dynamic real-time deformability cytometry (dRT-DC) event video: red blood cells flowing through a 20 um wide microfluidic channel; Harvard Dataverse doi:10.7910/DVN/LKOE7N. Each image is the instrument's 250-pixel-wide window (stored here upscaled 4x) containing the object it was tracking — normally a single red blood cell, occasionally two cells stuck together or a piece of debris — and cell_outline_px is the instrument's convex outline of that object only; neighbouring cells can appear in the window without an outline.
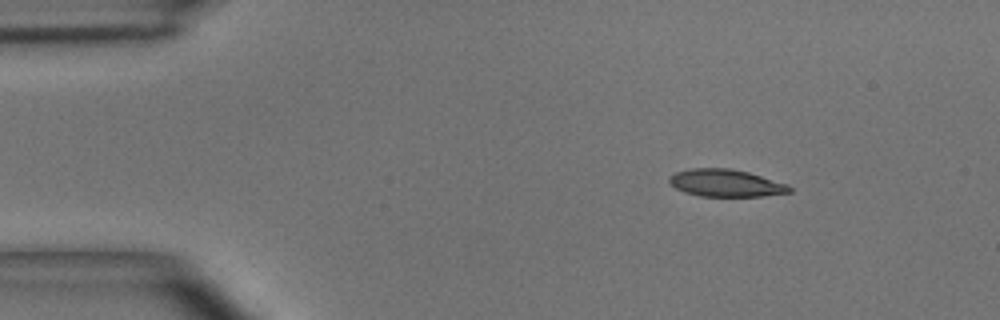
{"species": "common noctule bat (a hibernating species)", "species_latin": "Nyctalus noctula", "temperature_condition": "room temperature", "stored_images_in_passage": 44, "camera_frame_rate_fps": 3000, "um_per_image_px": 0.085, "animal": {"sex": "male", "body_mass_g": 15.6}, "frame": {"image": 1, "passage_image": 1, "time_ms": 0.0, "image_size_px": [1000, 320], "cell_outline_px": [[792, 192], [764, 196], [700, 196], [684, 192], [668, 184], [668, 176], [676, 172], [688, 168], [732, 168], [748, 172], [788, 184], [792, 188]], "centroid_in_image_um": [61.67, 15.55], "position_along_channel_um": 23.3, "area_um2": 19.36}}
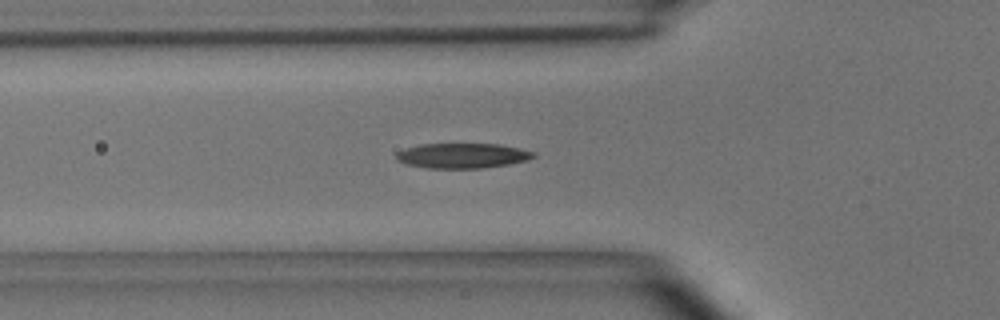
{"frame": {"image": 2, "passage_image": 11, "time_ms": 3.333, "image_size_px": [1000, 320], "cell_outline_px": [[536, 156], [528, 160], [508, 164], [480, 168], [428, 168], [404, 164], [396, 160], [396, 152], [404, 148], [420, 144], [500, 144], [520, 148], [536, 152]], "centroid_in_image_um": [39.29, 13.23], "position_along_channel_um": 86.5, "area_um2": 20.17}}
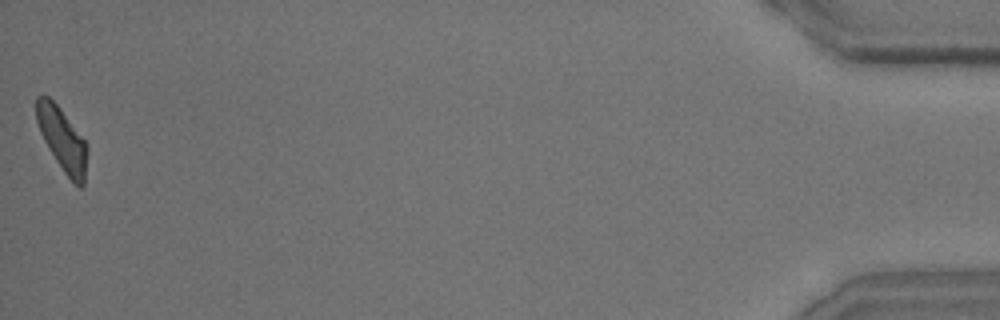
{"frame": {"image": 3, "passage_image": 44, "time_ms": 14.333, "image_size_px": [1000, 320], "cell_outline_px": [[88, 152], [84, 184], [80, 188], [64, 172], [56, 160], [44, 140], [40, 132], [36, 120], [36, 96], [48, 96], [56, 104], [84, 140], [88, 148]], "centroid_in_image_um": [5.29, 11.86], "position_along_channel_um": 429.9, "area_um2": 18.26}, "authors_computed_cell_mechanics": {"area_um2": 19.6231, "velocity_mm_per_s": 3.9724, "shape_relaxation_time_tau1_ms": 5.6787, "shape_relaxation_time_tau2_ms": 3.8851, "deformation_change_tau1": 0.1933, "deformation_change_tau2": 0.1265}}